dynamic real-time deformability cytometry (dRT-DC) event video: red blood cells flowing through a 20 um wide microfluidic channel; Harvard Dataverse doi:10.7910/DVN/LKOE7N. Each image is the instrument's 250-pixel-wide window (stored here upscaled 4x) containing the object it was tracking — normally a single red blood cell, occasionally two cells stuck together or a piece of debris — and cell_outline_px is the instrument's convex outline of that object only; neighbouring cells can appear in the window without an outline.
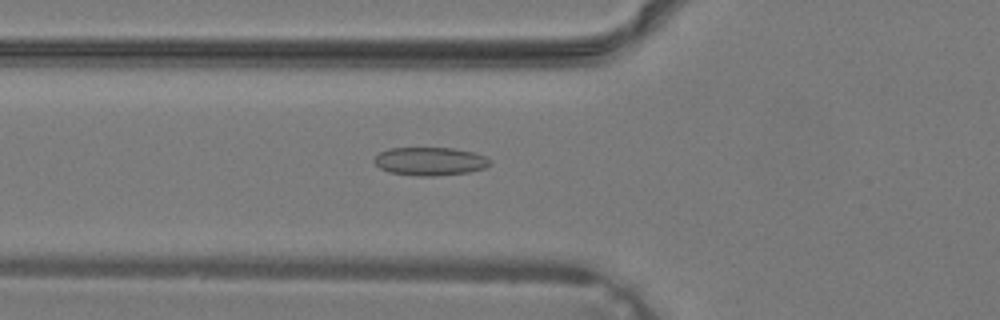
{"species": "common noctule bat (a hibernating species)", "species_latin": "Nyctalus noctula", "temperature_condition": "warm", "stored_images_in_passage": 38, "camera_frame_rate_fps": 3000, "um_per_image_px": 0.085, "animal": {"sex": "male", "body_mass_g": 19.2, "forearm_length_mm": 51.8}, "frame": {"image": 1, "passage_image": 14, "time_ms": 4.333, "image_size_px": [1000, 320], "cell_outline_px": [[492, 164], [484, 168], [468, 172], [436, 176], [416, 176], [388, 172], [380, 168], [372, 160], [380, 152], [388, 148], [452, 148], [472, 152], [484, 156], [492, 160]], "centroid_in_image_um": [36.54, 13.71], "position_along_channel_um": 89.3, "area_um2": 19.13}}
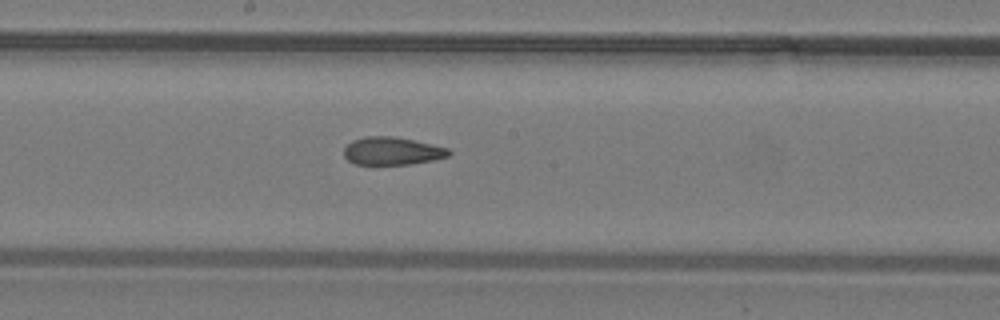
{"frame": {"image": 2, "passage_image": 21, "time_ms": 6.667, "image_size_px": [1000, 320], "cell_outline_px": [[452, 152], [448, 156], [432, 160], [412, 164], [356, 164], [348, 160], [344, 156], [344, 148], [352, 140], [364, 136], [392, 136], [412, 140], [448, 148]], "centroid_in_image_um": [33.31, 12.83], "position_along_channel_um": 214.9, "area_um2": 16.88}}
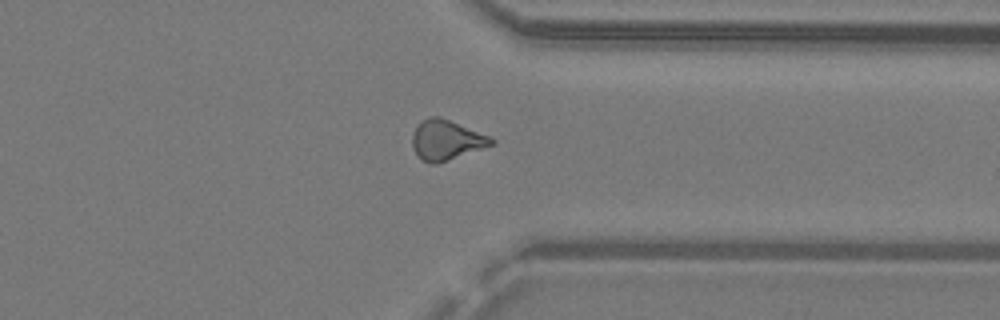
{"frame": {"image": 3, "passage_image": 30, "time_ms": 9.667, "image_size_px": [1000, 320], "cell_outline_px": [[496, 144], [436, 164], [432, 164], [420, 160], [412, 148], [412, 132], [416, 124], [420, 120], [428, 116], [440, 116], [492, 136], [496, 140]], "centroid_in_image_um": [37.93, 11.88], "position_along_channel_um": 373.5, "area_um2": 19.02}}